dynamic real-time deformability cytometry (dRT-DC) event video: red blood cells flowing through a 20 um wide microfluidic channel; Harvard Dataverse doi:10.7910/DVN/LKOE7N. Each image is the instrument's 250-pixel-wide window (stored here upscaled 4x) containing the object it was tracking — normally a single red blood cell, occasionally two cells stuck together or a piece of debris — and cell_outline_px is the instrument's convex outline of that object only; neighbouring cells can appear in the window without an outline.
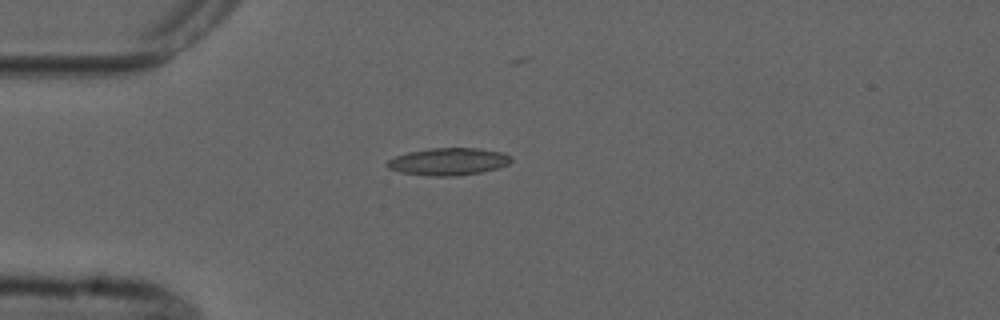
{"species": "common noctule bat (a hibernating species)", "species_latin": "Nyctalus noctula", "temperature_condition": "cold", "stored_images_in_passage": 2, "camera_frame_rate_fps": 3000, "um_per_image_px": 0.085, "animal": {"sex": "male", "forearm_length_mm": 52.5}, "frame": {"image": 1, "passage_image": 1, "time_ms": 0.0, "image_size_px": [1000, 320], "cell_outline_px": [[512, 160], [508, 164], [496, 168], [480, 172], [456, 176], [428, 176], [400, 172], [388, 168], [384, 164], [388, 160], [396, 156], [408, 152], [432, 148], [476, 148], [500, 152], [512, 156]], "centroid_in_image_um": [38.08, 13.74], "position_along_channel_um": 46.9, "area_um2": 19.65}}